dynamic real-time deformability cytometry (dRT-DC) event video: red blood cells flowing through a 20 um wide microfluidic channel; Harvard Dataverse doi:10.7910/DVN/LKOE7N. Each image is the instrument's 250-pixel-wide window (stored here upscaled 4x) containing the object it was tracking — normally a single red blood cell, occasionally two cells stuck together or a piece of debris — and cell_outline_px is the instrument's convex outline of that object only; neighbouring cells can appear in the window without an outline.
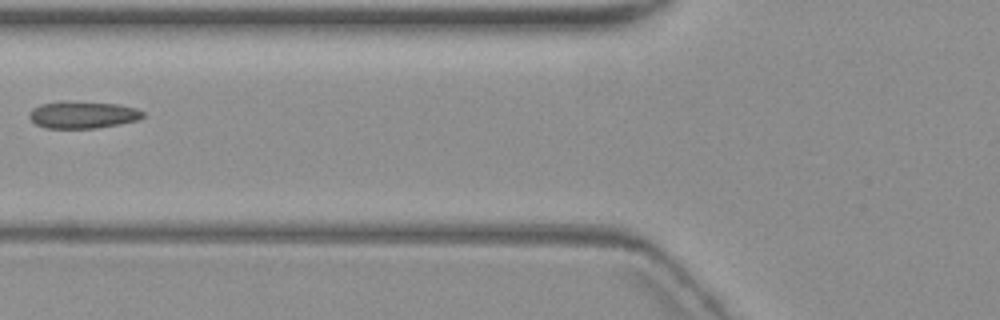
{"species": "common noctule bat (a hibernating species)", "species_latin": "Nyctalus noctula", "temperature_condition": "warm", "stored_images_in_passage": 2, "camera_frame_rate_fps": 3000, "um_per_image_px": 0.085, "animal": {"sex": "female", "body_mass_g": 19.3, "forearm_length_mm": 54.1}, "frame": {"image": 1, "passage_image": 2, "time_ms": 1.333, "image_size_px": [1000, 320], "cell_outline_px": [[144, 116], [140, 120], [120, 124], [96, 128], [44, 128], [36, 124], [28, 116], [28, 112], [32, 108], [40, 104], [60, 100], [68, 100], [120, 104], [136, 108], [144, 112]], "centroid_in_image_um": [7.02, 9.74], "position_along_channel_um": 118.8, "area_um2": 18.44}}